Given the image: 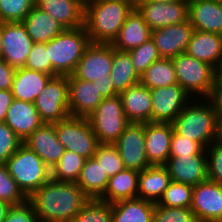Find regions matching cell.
<instances>
[{"label":"cell","instance_id":"obj_30","mask_svg":"<svg viewBox=\"0 0 222 222\" xmlns=\"http://www.w3.org/2000/svg\"><path fill=\"white\" fill-rule=\"evenodd\" d=\"M139 173L136 170L125 168L111 176L104 194L99 199L115 203L137 198Z\"/></svg>","mask_w":222,"mask_h":222},{"label":"cell","instance_id":"obj_31","mask_svg":"<svg viewBox=\"0 0 222 222\" xmlns=\"http://www.w3.org/2000/svg\"><path fill=\"white\" fill-rule=\"evenodd\" d=\"M155 203L139 198L112 203V222H153Z\"/></svg>","mask_w":222,"mask_h":222},{"label":"cell","instance_id":"obj_2","mask_svg":"<svg viewBox=\"0 0 222 222\" xmlns=\"http://www.w3.org/2000/svg\"><path fill=\"white\" fill-rule=\"evenodd\" d=\"M134 9L128 0H85L84 27L90 42L112 44Z\"/></svg>","mask_w":222,"mask_h":222},{"label":"cell","instance_id":"obj_40","mask_svg":"<svg viewBox=\"0 0 222 222\" xmlns=\"http://www.w3.org/2000/svg\"><path fill=\"white\" fill-rule=\"evenodd\" d=\"M127 52L131 57L135 70L140 76L151 66L153 62L161 58L157 47L151 38L142 45Z\"/></svg>","mask_w":222,"mask_h":222},{"label":"cell","instance_id":"obj_24","mask_svg":"<svg viewBox=\"0 0 222 222\" xmlns=\"http://www.w3.org/2000/svg\"><path fill=\"white\" fill-rule=\"evenodd\" d=\"M36 6L54 17L65 29L84 26L85 0H36Z\"/></svg>","mask_w":222,"mask_h":222},{"label":"cell","instance_id":"obj_32","mask_svg":"<svg viewBox=\"0 0 222 222\" xmlns=\"http://www.w3.org/2000/svg\"><path fill=\"white\" fill-rule=\"evenodd\" d=\"M109 176L94 157L85 160L77 185L90 199H99L105 192Z\"/></svg>","mask_w":222,"mask_h":222},{"label":"cell","instance_id":"obj_41","mask_svg":"<svg viewBox=\"0 0 222 222\" xmlns=\"http://www.w3.org/2000/svg\"><path fill=\"white\" fill-rule=\"evenodd\" d=\"M27 199L15 180L9 175L6 165L0 164V200L9 205H18Z\"/></svg>","mask_w":222,"mask_h":222},{"label":"cell","instance_id":"obj_38","mask_svg":"<svg viewBox=\"0 0 222 222\" xmlns=\"http://www.w3.org/2000/svg\"><path fill=\"white\" fill-rule=\"evenodd\" d=\"M35 5L36 0H0V21L23 22Z\"/></svg>","mask_w":222,"mask_h":222},{"label":"cell","instance_id":"obj_18","mask_svg":"<svg viewBox=\"0 0 222 222\" xmlns=\"http://www.w3.org/2000/svg\"><path fill=\"white\" fill-rule=\"evenodd\" d=\"M69 114L88 118L104 99L92 81L76 79L68 75Z\"/></svg>","mask_w":222,"mask_h":222},{"label":"cell","instance_id":"obj_16","mask_svg":"<svg viewBox=\"0 0 222 222\" xmlns=\"http://www.w3.org/2000/svg\"><path fill=\"white\" fill-rule=\"evenodd\" d=\"M194 28L189 20L175 25L161 27L151 32V39L161 58H174L184 53Z\"/></svg>","mask_w":222,"mask_h":222},{"label":"cell","instance_id":"obj_37","mask_svg":"<svg viewBox=\"0 0 222 222\" xmlns=\"http://www.w3.org/2000/svg\"><path fill=\"white\" fill-rule=\"evenodd\" d=\"M193 186L171 181L158 204L166 207L191 208Z\"/></svg>","mask_w":222,"mask_h":222},{"label":"cell","instance_id":"obj_4","mask_svg":"<svg viewBox=\"0 0 222 222\" xmlns=\"http://www.w3.org/2000/svg\"><path fill=\"white\" fill-rule=\"evenodd\" d=\"M90 43L84 26L64 29L46 42V50L51 61V75H71Z\"/></svg>","mask_w":222,"mask_h":222},{"label":"cell","instance_id":"obj_17","mask_svg":"<svg viewBox=\"0 0 222 222\" xmlns=\"http://www.w3.org/2000/svg\"><path fill=\"white\" fill-rule=\"evenodd\" d=\"M165 166L171 181L195 186L208 180L207 155L169 156Z\"/></svg>","mask_w":222,"mask_h":222},{"label":"cell","instance_id":"obj_27","mask_svg":"<svg viewBox=\"0 0 222 222\" xmlns=\"http://www.w3.org/2000/svg\"><path fill=\"white\" fill-rule=\"evenodd\" d=\"M53 75L29 70L25 67L16 70L11 92L14 99L34 103Z\"/></svg>","mask_w":222,"mask_h":222},{"label":"cell","instance_id":"obj_25","mask_svg":"<svg viewBox=\"0 0 222 222\" xmlns=\"http://www.w3.org/2000/svg\"><path fill=\"white\" fill-rule=\"evenodd\" d=\"M151 32L143 16L135 8L126 18L112 46L119 51H129L148 41L151 38Z\"/></svg>","mask_w":222,"mask_h":222},{"label":"cell","instance_id":"obj_33","mask_svg":"<svg viewBox=\"0 0 222 222\" xmlns=\"http://www.w3.org/2000/svg\"><path fill=\"white\" fill-rule=\"evenodd\" d=\"M109 76L118 95L140 83V75L135 70L129 53L114 48L112 70Z\"/></svg>","mask_w":222,"mask_h":222},{"label":"cell","instance_id":"obj_45","mask_svg":"<svg viewBox=\"0 0 222 222\" xmlns=\"http://www.w3.org/2000/svg\"><path fill=\"white\" fill-rule=\"evenodd\" d=\"M206 155V149L197 141L177 134L173 130L169 156Z\"/></svg>","mask_w":222,"mask_h":222},{"label":"cell","instance_id":"obj_34","mask_svg":"<svg viewBox=\"0 0 222 222\" xmlns=\"http://www.w3.org/2000/svg\"><path fill=\"white\" fill-rule=\"evenodd\" d=\"M140 83L149 89L178 84L172 59L160 58L140 76Z\"/></svg>","mask_w":222,"mask_h":222},{"label":"cell","instance_id":"obj_20","mask_svg":"<svg viewBox=\"0 0 222 222\" xmlns=\"http://www.w3.org/2000/svg\"><path fill=\"white\" fill-rule=\"evenodd\" d=\"M172 123H145V151L150 165H165L170 155Z\"/></svg>","mask_w":222,"mask_h":222},{"label":"cell","instance_id":"obj_23","mask_svg":"<svg viewBox=\"0 0 222 222\" xmlns=\"http://www.w3.org/2000/svg\"><path fill=\"white\" fill-rule=\"evenodd\" d=\"M5 123L22 141L43 124L34 103L18 99L12 101Z\"/></svg>","mask_w":222,"mask_h":222},{"label":"cell","instance_id":"obj_3","mask_svg":"<svg viewBox=\"0 0 222 222\" xmlns=\"http://www.w3.org/2000/svg\"><path fill=\"white\" fill-rule=\"evenodd\" d=\"M198 99H191L172 125L177 134L199 142L206 149L215 141L218 114L208 98Z\"/></svg>","mask_w":222,"mask_h":222},{"label":"cell","instance_id":"obj_13","mask_svg":"<svg viewBox=\"0 0 222 222\" xmlns=\"http://www.w3.org/2000/svg\"><path fill=\"white\" fill-rule=\"evenodd\" d=\"M33 43L22 22H2L3 49L0 59L7 64L16 69L25 67Z\"/></svg>","mask_w":222,"mask_h":222},{"label":"cell","instance_id":"obj_57","mask_svg":"<svg viewBox=\"0 0 222 222\" xmlns=\"http://www.w3.org/2000/svg\"><path fill=\"white\" fill-rule=\"evenodd\" d=\"M130 2H132L134 5H136L140 0H128Z\"/></svg>","mask_w":222,"mask_h":222},{"label":"cell","instance_id":"obj_15","mask_svg":"<svg viewBox=\"0 0 222 222\" xmlns=\"http://www.w3.org/2000/svg\"><path fill=\"white\" fill-rule=\"evenodd\" d=\"M191 210L198 222L222 219V185L206 180L193 186Z\"/></svg>","mask_w":222,"mask_h":222},{"label":"cell","instance_id":"obj_7","mask_svg":"<svg viewBox=\"0 0 222 222\" xmlns=\"http://www.w3.org/2000/svg\"><path fill=\"white\" fill-rule=\"evenodd\" d=\"M99 143L114 144L129 123L119 95L104 98L87 118Z\"/></svg>","mask_w":222,"mask_h":222},{"label":"cell","instance_id":"obj_43","mask_svg":"<svg viewBox=\"0 0 222 222\" xmlns=\"http://www.w3.org/2000/svg\"><path fill=\"white\" fill-rule=\"evenodd\" d=\"M25 68L51 75V61L46 43H33Z\"/></svg>","mask_w":222,"mask_h":222},{"label":"cell","instance_id":"obj_52","mask_svg":"<svg viewBox=\"0 0 222 222\" xmlns=\"http://www.w3.org/2000/svg\"><path fill=\"white\" fill-rule=\"evenodd\" d=\"M215 142L222 145V116H218L217 118V132Z\"/></svg>","mask_w":222,"mask_h":222},{"label":"cell","instance_id":"obj_49","mask_svg":"<svg viewBox=\"0 0 222 222\" xmlns=\"http://www.w3.org/2000/svg\"><path fill=\"white\" fill-rule=\"evenodd\" d=\"M208 99L213 103L218 116H222V79H215L212 92Z\"/></svg>","mask_w":222,"mask_h":222},{"label":"cell","instance_id":"obj_11","mask_svg":"<svg viewBox=\"0 0 222 222\" xmlns=\"http://www.w3.org/2000/svg\"><path fill=\"white\" fill-rule=\"evenodd\" d=\"M113 61V46L105 43H90L85 49L72 75L76 79L94 82L110 79Z\"/></svg>","mask_w":222,"mask_h":222},{"label":"cell","instance_id":"obj_9","mask_svg":"<svg viewBox=\"0 0 222 222\" xmlns=\"http://www.w3.org/2000/svg\"><path fill=\"white\" fill-rule=\"evenodd\" d=\"M34 105L43 123L54 124L70 116L68 76H53Z\"/></svg>","mask_w":222,"mask_h":222},{"label":"cell","instance_id":"obj_14","mask_svg":"<svg viewBox=\"0 0 222 222\" xmlns=\"http://www.w3.org/2000/svg\"><path fill=\"white\" fill-rule=\"evenodd\" d=\"M152 122L172 123L191 97L179 85L150 89Z\"/></svg>","mask_w":222,"mask_h":222},{"label":"cell","instance_id":"obj_46","mask_svg":"<svg viewBox=\"0 0 222 222\" xmlns=\"http://www.w3.org/2000/svg\"><path fill=\"white\" fill-rule=\"evenodd\" d=\"M208 180L222 185V145L213 142L206 148Z\"/></svg>","mask_w":222,"mask_h":222},{"label":"cell","instance_id":"obj_44","mask_svg":"<svg viewBox=\"0 0 222 222\" xmlns=\"http://www.w3.org/2000/svg\"><path fill=\"white\" fill-rule=\"evenodd\" d=\"M22 140L5 123H0V164L6 161L17 151L22 144Z\"/></svg>","mask_w":222,"mask_h":222},{"label":"cell","instance_id":"obj_42","mask_svg":"<svg viewBox=\"0 0 222 222\" xmlns=\"http://www.w3.org/2000/svg\"><path fill=\"white\" fill-rule=\"evenodd\" d=\"M153 222H198L191 208L166 207L155 203Z\"/></svg>","mask_w":222,"mask_h":222},{"label":"cell","instance_id":"obj_22","mask_svg":"<svg viewBox=\"0 0 222 222\" xmlns=\"http://www.w3.org/2000/svg\"><path fill=\"white\" fill-rule=\"evenodd\" d=\"M128 122H152V98L150 89L138 83L119 94Z\"/></svg>","mask_w":222,"mask_h":222},{"label":"cell","instance_id":"obj_26","mask_svg":"<svg viewBox=\"0 0 222 222\" xmlns=\"http://www.w3.org/2000/svg\"><path fill=\"white\" fill-rule=\"evenodd\" d=\"M170 182L165 165H150L139 173L137 198L158 203Z\"/></svg>","mask_w":222,"mask_h":222},{"label":"cell","instance_id":"obj_54","mask_svg":"<svg viewBox=\"0 0 222 222\" xmlns=\"http://www.w3.org/2000/svg\"><path fill=\"white\" fill-rule=\"evenodd\" d=\"M215 79H222V56L215 67Z\"/></svg>","mask_w":222,"mask_h":222},{"label":"cell","instance_id":"obj_58","mask_svg":"<svg viewBox=\"0 0 222 222\" xmlns=\"http://www.w3.org/2000/svg\"><path fill=\"white\" fill-rule=\"evenodd\" d=\"M214 222H222V219L216 220V221H214Z\"/></svg>","mask_w":222,"mask_h":222},{"label":"cell","instance_id":"obj_53","mask_svg":"<svg viewBox=\"0 0 222 222\" xmlns=\"http://www.w3.org/2000/svg\"><path fill=\"white\" fill-rule=\"evenodd\" d=\"M10 206L7 202L0 200V222L4 221Z\"/></svg>","mask_w":222,"mask_h":222},{"label":"cell","instance_id":"obj_55","mask_svg":"<svg viewBox=\"0 0 222 222\" xmlns=\"http://www.w3.org/2000/svg\"><path fill=\"white\" fill-rule=\"evenodd\" d=\"M2 22L0 21V58H1V54H2Z\"/></svg>","mask_w":222,"mask_h":222},{"label":"cell","instance_id":"obj_1","mask_svg":"<svg viewBox=\"0 0 222 222\" xmlns=\"http://www.w3.org/2000/svg\"><path fill=\"white\" fill-rule=\"evenodd\" d=\"M28 200L40 222H70L90 198L75 182L49 179Z\"/></svg>","mask_w":222,"mask_h":222},{"label":"cell","instance_id":"obj_12","mask_svg":"<svg viewBox=\"0 0 222 222\" xmlns=\"http://www.w3.org/2000/svg\"><path fill=\"white\" fill-rule=\"evenodd\" d=\"M114 145L126 169L141 172L150 166L145 151V123L129 122Z\"/></svg>","mask_w":222,"mask_h":222},{"label":"cell","instance_id":"obj_36","mask_svg":"<svg viewBox=\"0 0 222 222\" xmlns=\"http://www.w3.org/2000/svg\"><path fill=\"white\" fill-rule=\"evenodd\" d=\"M70 222H112V203L90 199Z\"/></svg>","mask_w":222,"mask_h":222},{"label":"cell","instance_id":"obj_50","mask_svg":"<svg viewBox=\"0 0 222 222\" xmlns=\"http://www.w3.org/2000/svg\"><path fill=\"white\" fill-rule=\"evenodd\" d=\"M13 100L11 90H0V123L5 122L6 113Z\"/></svg>","mask_w":222,"mask_h":222},{"label":"cell","instance_id":"obj_39","mask_svg":"<svg viewBox=\"0 0 222 222\" xmlns=\"http://www.w3.org/2000/svg\"><path fill=\"white\" fill-rule=\"evenodd\" d=\"M93 157L101 163L104 172L109 177L125 169L121 156L114 144L100 143Z\"/></svg>","mask_w":222,"mask_h":222},{"label":"cell","instance_id":"obj_29","mask_svg":"<svg viewBox=\"0 0 222 222\" xmlns=\"http://www.w3.org/2000/svg\"><path fill=\"white\" fill-rule=\"evenodd\" d=\"M34 43H46L59 35L65 28L36 5L22 22Z\"/></svg>","mask_w":222,"mask_h":222},{"label":"cell","instance_id":"obj_51","mask_svg":"<svg viewBox=\"0 0 222 222\" xmlns=\"http://www.w3.org/2000/svg\"><path fill=\"white\" fill-rule=\"evenodd\" d=\"M93 84L97 86L99 93L103 98H109L118 95L114 90L113 82L111 79L95 80Z\"/></svg>","mask_w":222,"mask_h":222},{"label":"cell","instance_id":"obj_48","mask_svg":"<svg viewBox=\"0 0 222 222\" xmlns=\"http://www.w3.org/2000/svg\"><path fill=\"white\" fill-rule=\"evenodd\" d=\"M16 70L0 59V90H11Z\"/></svg>","mask_w":222,"mask_h":222},{"label":"cell","instance_id":"obj_19","mask_svg":"<svg viewBox=\"0 0 222 222\" xmlns=\"http://www.w3.org/2000/svg\"><path fill=\"white\" fill-rule=\"evenodd\" d=\"M22 143L35 152L50 169L59 161L66 150L57 139L55 123H43Z\"/></svg>","mask_w":222,"mask_h":222},{"label":"cell","instance_id":"obj_8","mask_svg":"<svg viewBox=\"0 0 222 222\" xmlns=\"http://www.w3.org/2000/svg\"><path fill=\"white\" fill-rule=\"evenodd\" d=\"M55 133L66 150L75 152L86 159L95 155L97 146L100 144L85 117L68 116L55 123Z\"/></svg>","mask_w":222,"mask_h":222},{"label":"cell","instance_id":"obj_5","mask_svg":"<svg viewBox=\"0 0 222 222\" xmlns=\"http://www.w3.org/2000/svg\"><path fill=\"white\" fill-rule=\"evenodd\" d=\"M5 165L9 175L27 198L50 179V168L23 143Z\"/></svg>","mask_w":222,"mask_h":222},{"label":"cell","instance_id":"obj_35","mask_svg":"<svg viewBox=\"0 0 222 222\" xmlns=\"http://www.w3.org/2000/svg\"><path fill=\"white\" fill-rule=\"evenodd\" d=\"M86 158L65 150L59 161L50 169V179L77 183Z\"/></svg>","mask_w":222,"mask_h":222},{"label":"cell","instance_id":"obj_6","mask_svg":"<svg viewBox=\"0 0 222 222\" xmlns=\"http://www.w3.org/2000/svg\"><path fill=\"white\" fill-rule=\"evenodd\" d=\"M177 82L191 97L209 98L215 81V69L201 60L181 53L172 58ZM198 95V96H197Z\"/></svg>","mask_w":222,"mask_h":222},{"label":"cell","instance_id":"obj_10","mask_svg":"<svg viewBox=\"0 0 222 222\" xmlns=\"http://www.w3.org/2000/svg\"><path fill=\"white\" fill-rule=\"evenodd\" d=\"M135 8L143 16L151 30L189 20V0L174 2L140 0Z\"/></svg>","mask_w":222,"mask_h":222},{"label":"cell","instance_id":"obj_56","mask_svg":"<svg viewBox=\"0 0 222 222\" xmlns=\"http://www.w3.org/2000/svg\"><path fill=\"white\" fill-rule=\"evenodd\" d=\"M149 1H155V2H174L177 0H149Z\"/></svg>","mask_w":222,"mask_h":222},{"label":"cell","instance_id":"obj_47","mask_svg":"<svg viewBox=\"0 0 222 222\" xmlns=\"http://www.w3.org/2000/svg\"><path fill=\"white\" fill-rule=\"evenodd\" d=\"M3 222H40L33 205L27 199L24 203L11 205Z\"/></svg>","mask_w":222,"mask_h":222},{"label":"cell","instance_id":"obj_21","mask_svg":"<svg viewBox=\"0 0 222 222\" xmlns=\"http://www.w3.org/2000/svg\"><path fill=\"white\" fill-rule=\"evenodd\" d=\"M189 21L194 30L222 35V1L189 0Z\"/></svg>","mask_w":222,"mask_h":222},{"label":"cell","instance_id":"obj_28","mask_svg":"<svg viewBox=\"0 0 222 222\" xmlns=\"http://www.w3.org/2000/svg\"><path fill=\"white\" fill-rule=\"evenodd\" d=\"M185 53L215 69L222 56V35L194 30Z\"/></svg>","mask_w":222,"mask_h":222}]
</instances>
